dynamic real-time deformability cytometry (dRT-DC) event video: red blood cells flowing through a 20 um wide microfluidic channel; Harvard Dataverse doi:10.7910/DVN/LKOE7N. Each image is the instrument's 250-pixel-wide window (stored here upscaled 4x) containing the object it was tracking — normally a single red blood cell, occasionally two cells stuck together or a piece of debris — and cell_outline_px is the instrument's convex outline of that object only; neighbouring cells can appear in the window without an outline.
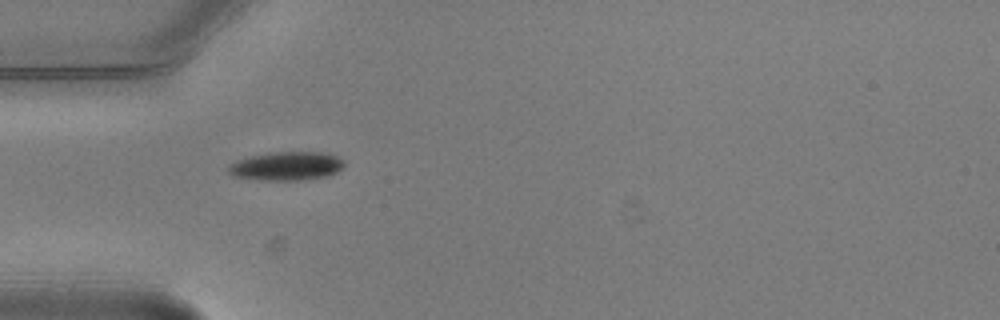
{"species": "common noctule bat (a hibernating species)", "species_latin": "Nyctalus noctula", "temperature_condition": "warm", "stored_images_in_passage": 5, "camera_frame_rate_fps": 3000, "um_per_image_px": 0.085, "animal": {"sex": "male", "body_mass_g": 20.5, "forearm_length_mm": 52.5}, "frame": {"image": 1, "passage_image": 1, "time_ms": 0.0, "image_size_px": [1000, 320], "cell_outline_px": [[344, 164], [336, 172], [324, 176], [300, 180], [264, 180], [232, 176], [228, 172], [228, 164], [236, 160], [268, 152], [320, 152], [340, 156], [344, 160]], "centroid_in_image_um": [24.32, 14.1], "position_along_channel_um": 60.7, "area_um2": 19.31}}
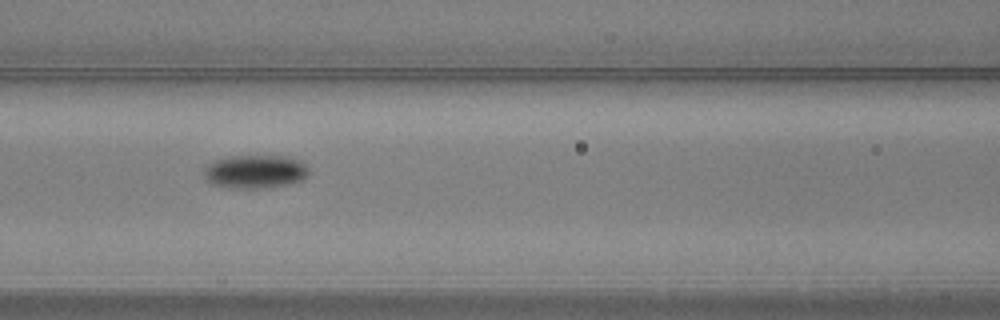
{"frame": {"image": 2, "passage_image": 3, "time_ms": 0.667, "image_size_px": [1000, 320], "cell_outline_px": [[308, 176], [300, 180], [288, 184], [268, 188], [232, 188], [212, 184], [204, 180], [204, 168], [212, 160], [232, 156], [288, 156], [304, 160], [308, 168]], "centroid_in_image_um": [21.69, 14.58], "position_along_channel_um": 144.9, "area_um2": 20.81}}
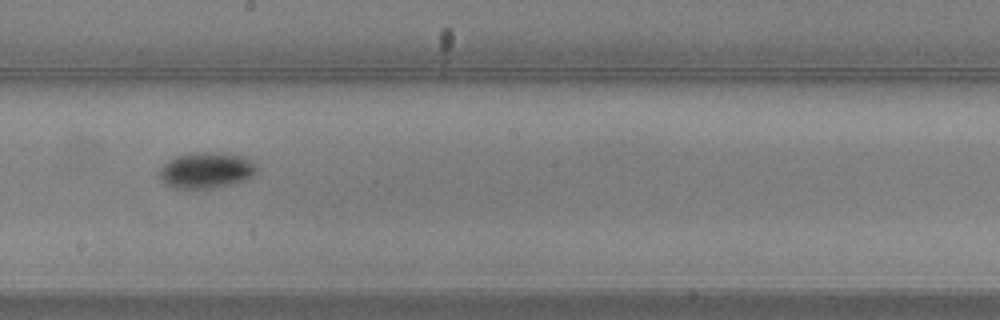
{"frame": {"image": 3, "passage_image": 5, "time_ms": 1.333, "image_size_px": [1000, 320], "cell_outline_px": [[256, 172], [248, 180], [232, 184], [212, 188], [172, 188], [160, 176], [160, 168], [168, 160], [176, 156], [188, 152], [224, 152], [244, 156], [256, 168]], "centroid_in_image_um": [17.54, 14.45], "position_along_channel_um": 230.7, "area_um2": 20.4}}